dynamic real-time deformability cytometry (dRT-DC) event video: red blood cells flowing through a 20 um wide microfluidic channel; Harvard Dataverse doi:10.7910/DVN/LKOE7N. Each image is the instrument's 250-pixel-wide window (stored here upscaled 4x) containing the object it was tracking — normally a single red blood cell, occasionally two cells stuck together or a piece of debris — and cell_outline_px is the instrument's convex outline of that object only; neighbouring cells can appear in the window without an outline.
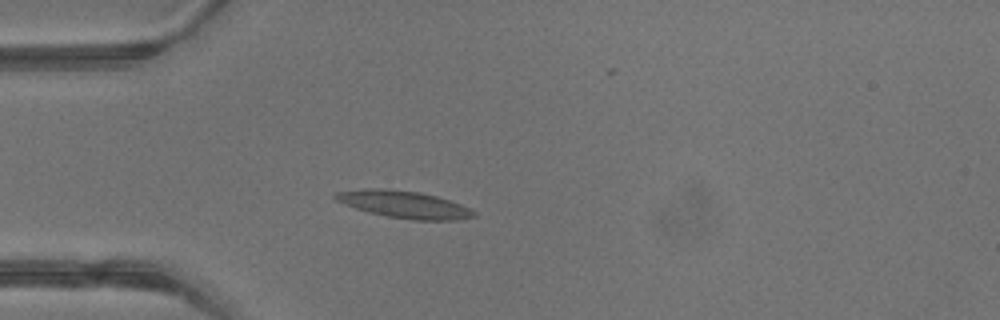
{"species": "common noctule bat (a hibernating species)", "species_latin": "Nyctalus noctula", "temperature_condition": "warm", "stored_images_in_passage": 4, "camera_frame_rate_fps": 3000, "um_per_image_px": 0.085, "animal": {"sex": "male", "body_mass_g": 13.3}, "frame": {"image": 1, "passage_image": 4, "time_ms": 1.0, "image_size_px": [1000, 320], "cell_outline_px": [[476, 216], [456, 220], [412, 220], [388, 216], [368, 212], [344, 204], [336, 200], [332, 196], [336, 192], [368, 188], [384, 188], [420, 192], [436, 196], [460, 204], [476, 212]], "centroid_in_image_um": [34.33, 17.37], "position_along_channel_um": 50.7, "area_um2": 21.79}}